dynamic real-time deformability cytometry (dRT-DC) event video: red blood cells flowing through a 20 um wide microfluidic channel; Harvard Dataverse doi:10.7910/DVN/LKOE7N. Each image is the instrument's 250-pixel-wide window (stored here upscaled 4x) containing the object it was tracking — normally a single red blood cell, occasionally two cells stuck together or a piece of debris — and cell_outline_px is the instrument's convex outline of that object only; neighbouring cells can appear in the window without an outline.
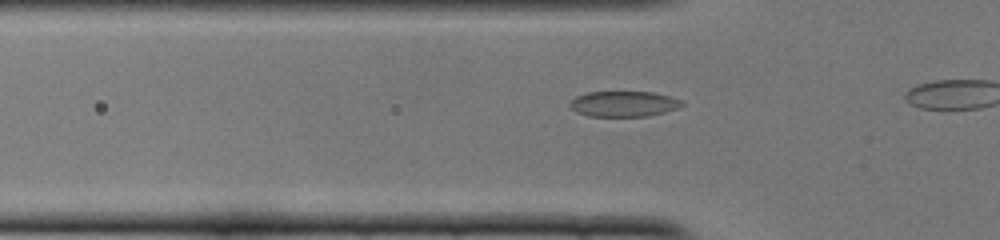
{"species": "common noctule bat (a hibernating species)", "species_latin": "Nyctalus noctula", "temperature_condition": "cold", "stored_images_in_passage": 10, "camera_frame_rate_fps": 3000, "um_per_image_px": 0.085, "animal": {"sex": "female", "body_mass_g": 22.0, "forearm_length_mm": 56.7}, "frame": {"image": 1, "passage_image": 7, "time_ms": 2.0, "image_size_px": [1000, 240], "cell_outline_px": [[684, 104], [676, 108], [664, 112], [648, 116], [588, 116], [576, 112], [568, 104], [568, 100], [576, 96], [588, 92], [652, 92], [684, 100]], "centroid_in_image_um": [52.98, 8.83], "position_along_channel_um": 72.8, "area_um2": 16.7}}